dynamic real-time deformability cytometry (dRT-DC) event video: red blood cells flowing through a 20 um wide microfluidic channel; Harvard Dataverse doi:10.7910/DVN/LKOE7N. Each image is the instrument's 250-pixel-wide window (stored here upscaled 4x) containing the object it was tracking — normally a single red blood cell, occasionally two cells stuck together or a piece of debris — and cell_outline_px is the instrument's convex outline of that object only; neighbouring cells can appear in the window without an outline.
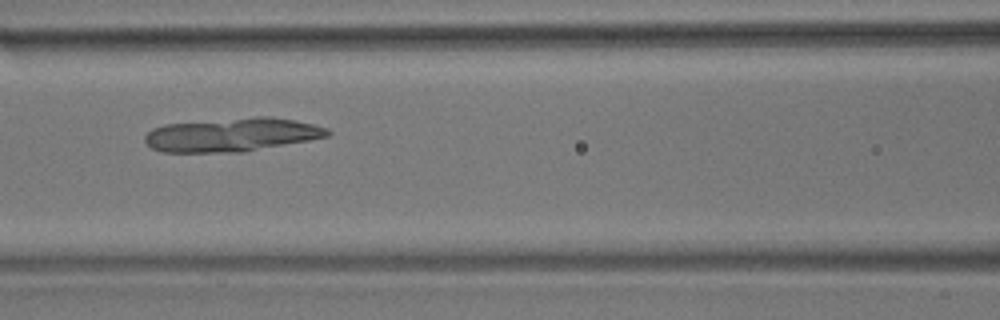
{"species": "common noctule bat (a hibernating species)", "species_latin": "Nyctalus noctula", "temperature_condition": "room temperature", "stored_images_in_passage": 55, "camera_frame_rate_fps": 3000, "um_per_image_px": 0.085, "animal": {"sex": "male", "body_mass_g": 17.9}, "frame": {"image": 1, "passage_image": 24, "time_ms": 7.667, "image_size_px": [1000, 320], "cell_outline_px": [[332, 132], [328, 136], [308, 140], [244, 152], [164, 152], [152, 148], [144, 140], [144, 136], [152, 128], [164, 124], [256, 116], [268, 116], [296, 120], [328, 128]], "centroid_in_image_um": [19.71, 11.44], "position_along_channel_um": 146.9, "area_um2": 35.84}}
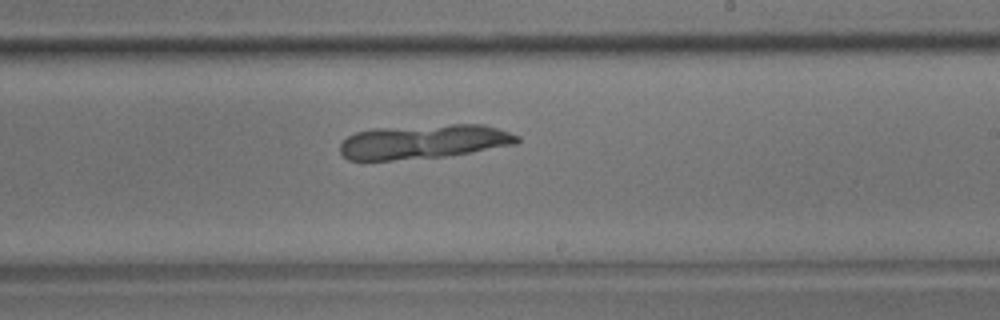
{"frame": {"image": 2, "passage_image": 33, "time_ms": 10.667, "image_size_px": [1000, 320], "cell_outline_px": [[520, 140], [516, 144], [444, 156], [392, 160], [348, 160], [340, 152], [340, 144], [348, 136], [356, 132], [376, 128], [448, 124], [484, 124], [520, 136]], "centroid_in_image_um": [35.99, 12.03], "position_along_channel_um": 253.0, "area_um2": 35.14}}
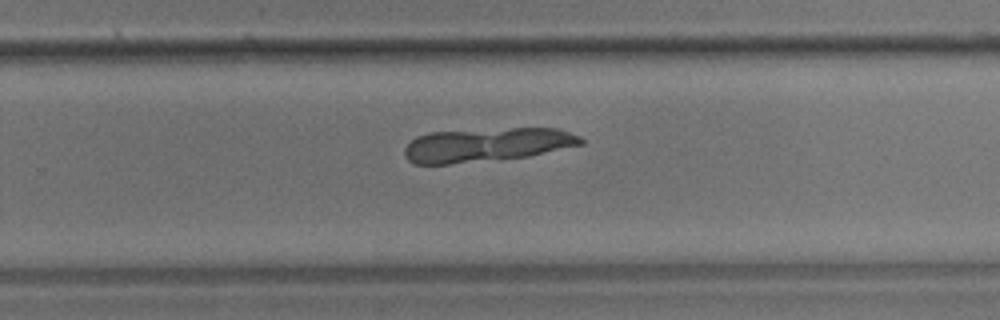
{"frame": {"image": 3, "passage_image": 36, "time_ms": 11.667, "image_size_px": [1000, 320], "cell_outline_px": [[584, 144], [528, 156], [500, 160], [448, 164], [416, 164], [408, 160], [404, 156], [404, 148], [416, 136], [428, 132], [512, 128], [556, 128], [580, 136], [584, 140]], "centroid_in_image_um": [41.36, 12.31], "position_along_channel_um": 288.4, "area_um2": 34.97}}